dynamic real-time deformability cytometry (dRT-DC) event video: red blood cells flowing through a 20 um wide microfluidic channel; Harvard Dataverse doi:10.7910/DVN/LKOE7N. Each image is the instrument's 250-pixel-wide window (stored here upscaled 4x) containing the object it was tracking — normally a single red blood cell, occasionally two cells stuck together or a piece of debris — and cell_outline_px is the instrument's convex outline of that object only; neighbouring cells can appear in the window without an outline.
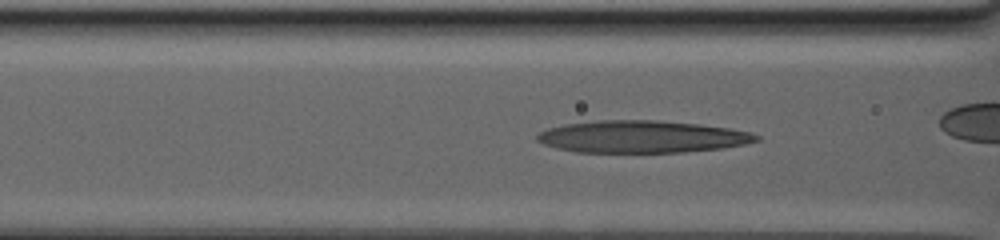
{"species": "human", "species_latin": "Homo sapiens", "temperature_condition": "warm", "stored_images_in_passage": 59, "camera_frame_rate_fps": 3000, "um_per_image_px": 0.085, "donor": {"sex": "male"}, "frame": {"image": 1, "passage_image": 32, "time_ms": 13.0, "image_size_px": [1000, 240], "cell_outline_px": [[760, 140], [744, 144], [720, 148], [680, 152], [576, 152], [556, 148], [544, 144], [536, 140], [536, 136], [540, 132], [548, 128], [564, 124], [596, 120], [656, 120], [700, 124], [728, 128], [752, 132], [760, 136]], "centroid_in_image_um": [54.55, 11.61], "position_along_channel_um": 112.0, "area_um2": 41.1}}
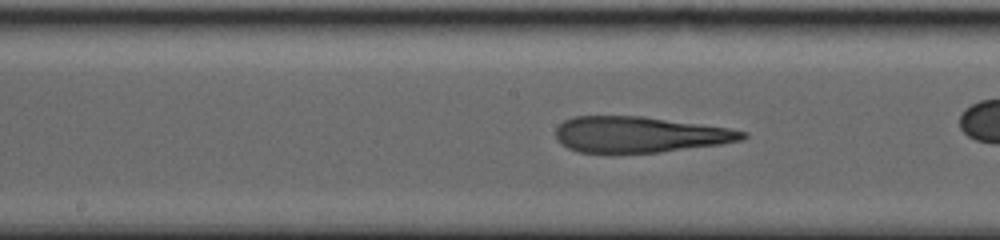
{"frame": {"image": 2, "passage_image": 41, "time_ms": 16.333, "image_size_px": [1000, 240], "cell_outline_px": [[748, 136], [740, 140], [720, 144], [660, 152], [580, 152], [568, 148], [560, 144], [556, 140], [556, 128], [564, 120], [576, 116], [644, 116], [728, 128], [748, 132]], "centroid_in_image_um": [54.34, 11.43], "position_along_channel_um": 193.9, "area_um2": 38.84}}
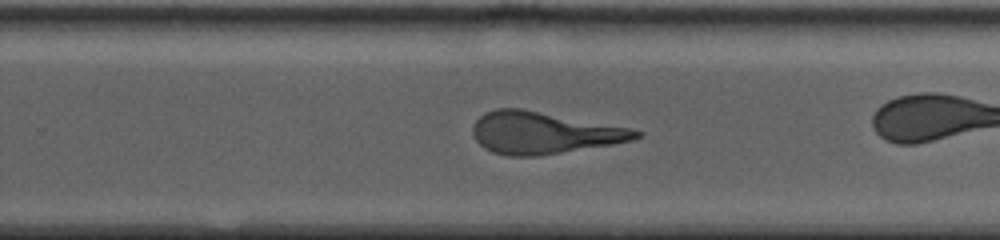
{"frame": {"image": 3, "passage_image": 51, "time_ms": 20.0, "image_size_px": [1000, 240], "cell_outline_px": [[644, 132], [640, 136], [632, 140], [612, 144], [536, 156], [508, 156], [492, 152], [484, 148], [476, 140], [472, 132], [472, 128], [476, 120], [484, 112], [496, 108], [520, 108], [628, 128]], "centroid_in_image_um": [46.15, 11.29], "position_along_channel_um": 283.7, "area_um2": 39.36}}